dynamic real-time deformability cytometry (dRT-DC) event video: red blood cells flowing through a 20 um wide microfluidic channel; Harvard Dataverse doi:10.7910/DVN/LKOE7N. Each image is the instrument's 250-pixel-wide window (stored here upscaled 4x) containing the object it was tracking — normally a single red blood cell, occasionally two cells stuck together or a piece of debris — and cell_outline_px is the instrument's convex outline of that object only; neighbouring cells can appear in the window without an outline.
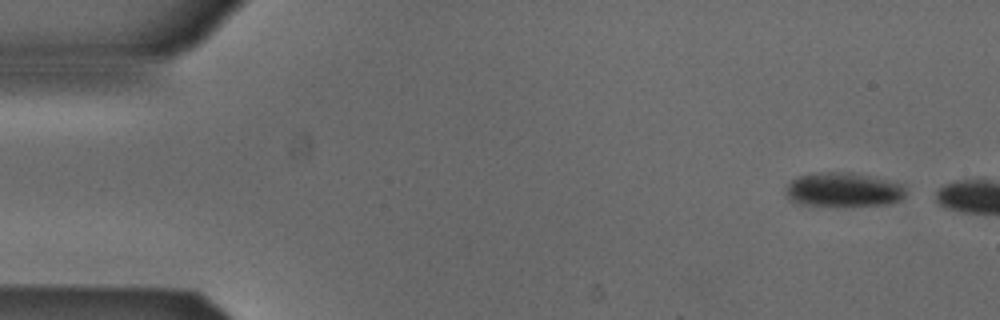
{"species": "Egyptian fruit bat (a non-hibernating species)", "species_latin": "Rousettus aegyptiacus", "temperature_condition": "cold", "stored_images_in_passage": 4, "camera_frame_rate_fps": 3000, "um_per_image_px": 0.085, "animal": {"sex": "male"}, "frame": {"image": 1, "passage_image": 1, "time_ms": 0.0, "image_size_px": [1000, 320], "cell_outline_px": [[904, 196], [900, 200], [892, 204], [852, 208], [836, 208], [800, 204], [792, 200], [784, 192], [784, 188], [796, 176], [816, 172], [852, 172], [888, 180], [904, 184]], "centroid_in_image_um": [71.68, 16.17], "position_along_channel_um": 13.3, "area_um2": 25.09}}